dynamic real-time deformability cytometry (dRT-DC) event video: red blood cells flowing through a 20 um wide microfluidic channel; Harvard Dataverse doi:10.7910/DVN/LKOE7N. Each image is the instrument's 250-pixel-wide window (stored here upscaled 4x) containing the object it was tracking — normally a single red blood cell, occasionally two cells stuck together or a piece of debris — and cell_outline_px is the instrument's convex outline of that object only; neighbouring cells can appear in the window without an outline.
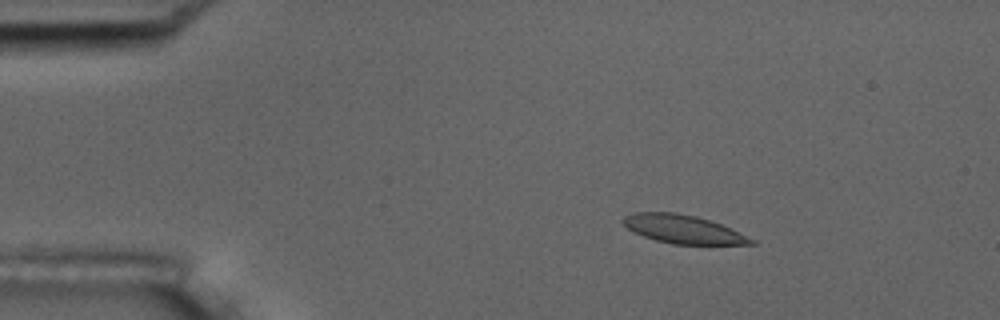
{"species": "common noctule bat (a hibernating species)", "species_latin": "Nyctalus noctula", "temperature_condition": "room temperature", "stored_images_in_passage": 3, "camera_frame_rate_fps": 3000, "um_per_image_px": 0.085, "animal": {"sex": "male", "body_mass_g": 17.5, "forearm_length_mm": 52.3}, "frame": {"image": 1, "passage_image": 1, "time_ms": 0.0, "image_size_px": [1000, 320], "cell_outline_px": [[756, 244], [672, 244], [656, 240], [644, 236], [628, 228], [620, 220], [624, 216], [636, 212], [676, 212], [696, 216], [720, 224], [756, 240]], "centroid_in_image_um": [58.04, 19.47], "position_along_channel_um": 27.0, "area_um2": 20.92}}